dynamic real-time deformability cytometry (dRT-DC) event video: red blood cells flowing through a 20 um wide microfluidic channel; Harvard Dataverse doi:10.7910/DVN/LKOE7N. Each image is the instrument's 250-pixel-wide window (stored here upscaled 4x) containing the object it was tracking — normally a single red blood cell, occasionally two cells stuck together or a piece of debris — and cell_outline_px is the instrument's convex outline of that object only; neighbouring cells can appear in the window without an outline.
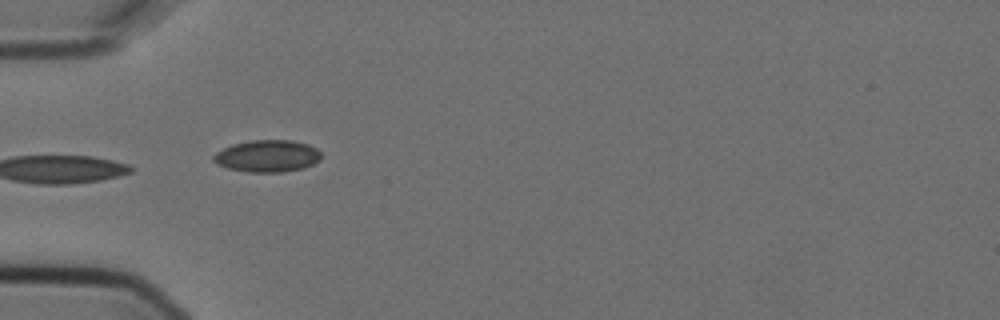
{"species": "Egyptian fruit bat (a non-hibernating species)", "species_latin": "Rousettus aegyptiacus", "temperature_condition": "cold", "stored_images_in_passage": 6, "camera_frame_rate_fps": 3000, "um_per_image_px": 0.085, "animal": {"sex": "female"}, "frame": {"image": 1, "passage_image": 1, "time_ms": 0.0, "image_size_px": [1000, 320], "cell_outline_px": [[320, 160], [304, 168], [284, 172], [248, 172], [228, 168], [216, 164], [212, 160], [212, 156], [216, 152], [232, 144], [252, 140], [292, 140], [308, 144], [316, 148], [320, 152]], "centroid_in_image_um": [22.71, 13.26], "position_along_channel_um": 62.3, "area_um2": 20.17}}
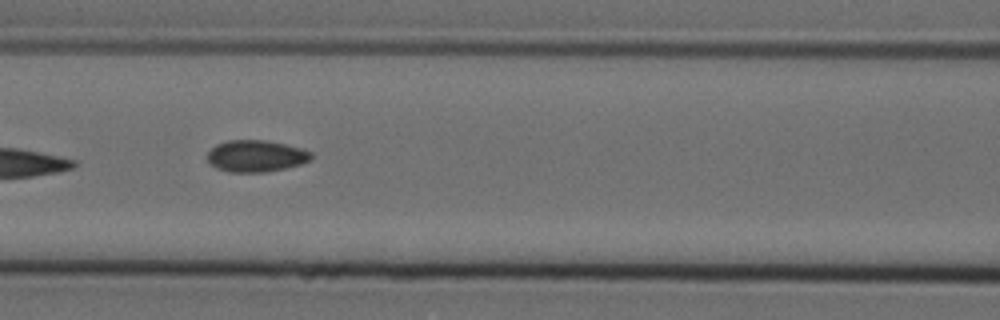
{"frame": {"image": 2, "passage_image": 3, "time_ms": 0.667, "image_size_px": [1000, 320], "cell_outline_px": [[312, 160], [300, 164], [284, 168], [264, 172], [228, 172], [216, 168], [208, 160], [208, 152], [216, 144], [228, 140], [268, 140], [304, 148], [312, 152]], "centroid_in_image_um": [21.79, 13.25], "position_along_channel_um": 144.8, "area_um2": 19.31}}
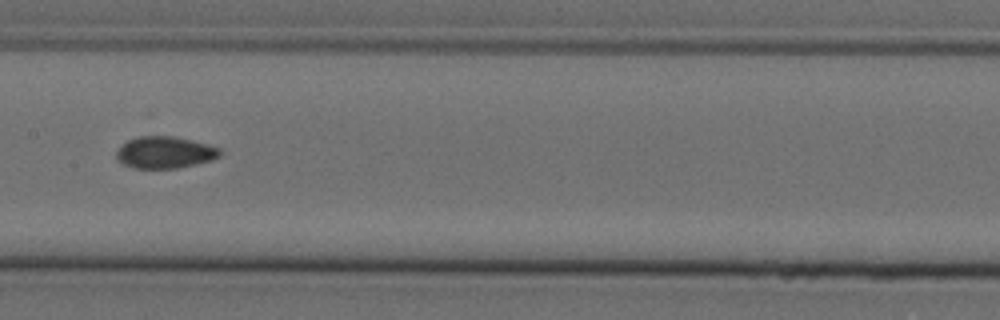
{"frame": {"image": 3, "passage_image": 4, "time_ms": 1.0, "image_size_px": [1000, 320], "cell_outline_px": [[220, 156], [212, 160], [176, 168], [132, 168], [124, 164], [116, 156], [116, 152], [128, 140], [140, 136], [176, 136], [208, 144], [220, 148]], "centroid_in_image_um": [14.04, 12.95], "position_along_channel_um": 193.4, "area_um2": 19.02}}